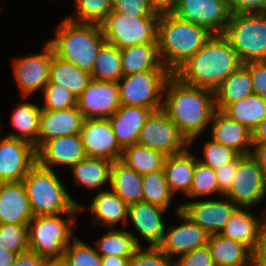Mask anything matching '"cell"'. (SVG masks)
I'll use <instances>...</instances> for the list:
<instances>
[{
  "instance_id": "cell-1",
  "label": "cell",
  "mask_w": 266,
  "mask_h": 266,
  "mask_svg": "<svg viewBox=\"0 0 266 266\" xmlns=\"http://www.w3.org/2000/svg\"><path fill=\"white\" fill-rule=\"evenodd\" d=\"M162 110L191 147L211 124L216 111L214 91L186 84L172 74L164 87Z\"/></svg>"
},
{
  "instance_id": "cell-2",
  "label": "cell",
  "mask_w": 266,
  "mask_h": 266,
  "mask_svg": "<svg viewBox=\"0 0 266 266\" xmlns=\"http://www.w3.org/2000/svg\"><path fill=\"white\" fill-rule=\"evenodd\" d=\"M243 65L224 34H213L173 74L182 82L215 91Z\"/></svg>"
},
{
  "instance_id": "cell-3",
  "label": "cell",
  "mask_w": 266,
  "mask_h": 266,
  "mask_svg": "<svg viewBox=\"0 0 266 266\" xmlns=\"http://www.w3.org/2000/svg\"><path fill=\"white\" fill-rule=\"evenodd\" d=\"M55 56L91 74L100 48L106 43L98 24L78 23L67 17L57 25L54 38L47 41Z\"/></svg>"
},
{
  "instance_id": "cell-4",
  "label": "cell",
  "mask_w": 266,
  "mask_h": 266,
  "mask_svg": "<svg viewBox=\"0 0 266 266\" xmlns=\"http://www.w3.org/2000/svg\"><path fill=\"white\" fill-rule=\"evenodd\" d=\"M212 35L206 28L183 20L173 13L162 14L157 43L162 64L173 74Z\"/></svg>"
},
{
  "instance_id": "cell-5",
  "label": "cell",
  "mask_w": 266,
  "mask_h": 266,
  "mask_svg": "<svg viewBox=\"0 0 266 266\" xmlns=\"http://www.w3.org/2000/svg\"><path fill=\"white\" fill-rule=\"evenodd\" d=\"M23 184L34 216L85 211L84 206L71 197L54 169L36 162L23 178Z\"/></svg>"
},
{
  "instance_id": "cell-6",
  "label": "cell",
  "mask_w": 266,
  "mask_h": 266,
  "mask_svg": "<svg viewBox=\"0 0 266 266\" xmlns=\"http://www.w3.org/2000/svg\"><path fill=\"white\" fill-rule=\"evenodd\" d=\"M75 214L34 216L28 224L29 249L43 259H61L74 236ZM65 217V218H64Z\"/></svg>"
},
{
  "instance_id": "cell-7",
  "label": "cell",
  "mask_w": 266,
  "mask_h": 266,
  "mask_svg": "<svg viewBox=\"0 0 266 266\" xmlns=\"http://www.w3.org/2000/svg\"><path fill=\"white\" fill-rule=\"evenodd\" d=\"M224 35L243 64L266 61V12L232 14Z\"/></svg>"
},
{
  "instance_id": "cell-8",
  "label": "cell",
  "mask_w": 266,
  "mask_h": 266,
  "mask_svg": "<svg viewBox=\"0 0 266 266\" xmlns=\"http://www.w3.org/2000/svg\"><path fill=\"white\" fill-rule=\"evenodd\" d=\"M162 14L151 17L127 16L110 11L100 24L105 41L119 49L137 45L158 43L159 21Z\"/></svg>"
},
{
  "instance_id": "cell-9",
  "label": "cell",
  "mask_w": 266,
  "mask_h": 266,
  "mask_svg": "<svg viewBox=\"0 0 266 266\" xmlns=\"http://www.w3.org/2000/svg\"><path fill=\"white\" fill-rule=\"evenodd\" d=\"M171 75L169 70L123 75L118 81L121 105L140 106L153 111L162 109L164 87Z\"/></svg>"
},
{
  "instance_id": "cell-10",
  "label": "cell",
  "mask_w": 266,
  "mask_h": 266,
  "mask_svg": "<svg viewBox=\"0 0 266 266\" xmlns=\"http://www.w3.org/2000/svg\"><path fill=\"white\" fill-rule=\"evenodd\" d=\"M241 208H252L266 197V175L251 155H238L230 189L223 195Z\"/></svg>"
},
{
  "instance_id": "cell-11",
  "label": "cell",
  "mask_w": 266,
  "mask_h": 266,
  "mask_svg": "<svg viewBox=\"0 0 266 266\" xmlns=\"http://www.w3.org/2000/svg\"><path fill=\"white\" fill-rule=\"evenodd\" d=\"M137 144L162 152L165 156L186 151L190 142L162 110L153 111L141 128Z\"/></svg>"
},
{
  "instance_id": "cell-12",
  "label": "cell",
  "mask_w": 266,
  "mask_h": 266,
  "mask_svg": "<svg viewBox=\"0 0 266 266\" xmlns=\"http://www.w3.org/2000/svg\"><path fill=\"white\" fill-rule=\"evenodd\" d=\"M41 53L13 59L15 81L22 99L41 91L49 82L50 65L54 55L51 46L46 42Z\"/></svg>"
},
{
  "instance_id": "cell-13",
  "label": "cell",
  "mask_w": 266,
  "mask_h": 266,
  "mask_svg": "<svg viewBox=\"0 0 266 266\" xmlns=\"http://www.w3.org/2000/svg\"><path fill=\"white\" fill-rule=\"evenodd\" d=\"M173 14L206 28L212 34H224L232 12L223 0H179Z\"/></svg>"
},
{
  "instance_id": "cell-14",
  "label": "cell",
  "mask_w": 266,
  "mask_h": 266,
  "mask_svg": "<svg viewBox=\"0 0 266 266\" xmlns=\"http://www.w3.org/2000/svg\"><path fill=\"white\" fill-rule=\"evenodd\" d=\"M77 107L85 119L109 118L121 107L118 82L91 79L77 97Z\"/></svg>"
},
{
  "instance_id": "cell-15",
  "label": "cell",
  "mask_w": 266,
  "mask_h": 266,
  "mask_svg": "<svg viewBox=\"0 0 266 266\" xmlns=\"http://www.w3.org/2000/svg\"><path fill=\"white\" fill-rule=\"evenodd\" d=\"M80 137L86 156L111 162L121 159L123 149L116 140L108 118L85 119Z\"/></svg>"
},
{
  "instance_id": "cell-16",
  "label": "cell",
  "mask_w": 266,
  "mask_h": 266,
  "mask_svg": "<svg viewBox=\"0 0 266 266\" xmlns=\"http://www.w3.org/2000/svg\"><path fill=\"white\" fill-rule=\"evenodd\" d=\"M35 163L36 150L31 144L0 136V183L23 181Z\"/></svg>"
},
{
  "instance_id": "cell-17",
  "label": "cell",
  "mask_w": 266,
  "mask_h": 266,
  "mask_svg": "<svg viewBox=\"0 0 266 266\" xmlns=\"http://www.w3.org/2000/svg\"><path fill=\"white\" fill-rule=\"evenodd\" d=\"M180 205L181 212L209 235L220 233L239 208L226 196L223 200L193 199Z\"/></svg>"
},
{
  "instance_id": "cell-18",
  "label": "cell",
  "mask_w": 266,
  "mask_h": 266,
  "mask_svg": "<svg viewBox=\"0 0 266 266\" xmlns=\"http://www.w3.org/2000/svg\"><path fill=\"white\" fill-rule=\"evenodd\" d=\"M176 216L184 223L165 228L159 248L171 259L174 255H183L208 243L209 234L192 222L181 212V205L176 207ZM167 230V231H166Z\"/></svg>"
},
{
  "instance_id": "cell-19",
  "label": "cell",
  "mask_w": 266,
  "mask_h": 266,
  "mask_svg": "<svg viewBox=\"0 0 266 266\" xmlns=\"http://www.w3.org/2000/svg\"><path fill=\"white\" fill-rule=\"evenodd\" d=\"M86 157L80 134L52 138L36 150V162L49 169L52 166L71 168Z\"/></svg>"
},
{
  "instance_id": "cell-20",
  "label": "cell",
  "mask_w": 266,
  "mask_h": 266,
  "mask_svg": "<svg viewBox=\"0 0 266 266\" xmlns=\"http://www.w3.org/2000/svg\"><path fill=\"white\" fill-rule=\"evenodd\" d=\"M167 210L148 202H137L127 208V221L145 239L149 247H158L165 231L163 215Z\"/></svg>"
},
{
  "instance_id": "cell-21",
  "label": "cell",
  "mask_w": 266,
  "mask_h": 266,
  "mask_svg": "<svg viewBox=\"0 0 266 266\" xmlns=\"http://www.w3.org/2000/svg\"><path fill=\"white\" fill-rule=\"evenodd\" d=\"M84 120L77 106L64 110L41 108L38 148L52 138L80 134Z\"/></svg>"
},
{
  "instance_id": "cell-22",
  "label": "cell",
  "mask_w": 266,
  "mask_h": 266,
  "mask_svg": "<svg viewBox=\"0 0 266 266\" xmlns=\"http://www.w3.org/2000/svg\"><path fill=\"white\" fill-rule=\"evenodd\" d=\"M33 217L23 181L0 183V224L28 225Z\"/></svg>"
},
{
  "instance_id": "cell-23",
  "label": "cell",
  "mask_w": 266,
  "mask_h": 266,
  "mask_svg": "<svg viewBox=\"0 0 266 266\" xmlns=\"http://www.w3.org/2000/svg\"><path fill=\"white\" fill-rule=\"evenodd\" d=\"M210 137L239 155H250L252 151V131L241 123L228 118L216 110L210 124Z\"/></svg>"
},
{
  "instance_id": "cell-24",
  "label": "cell",
  "mask_w": 266,
  "mask_h": 266,
  "mask_svg": "<svg viewBox=\"0 0 266 266\" xmlns=\"http://www.w3.org/2000/svg\"><path fill=\"white\" fill-rule=\"evenodd\" d=\"M152 112V109L145 107L121 105V107L108 118L112 125L116 140L122 149L137 144L141 128Z\"/></svg>"
},
{
  "instance_id": "cell-25",
  "label": "cell",
  "mask_w": 266,
  "mask_h": 266,
  "mask_svg": "<svg viewBox=\"0 0 266 266\" xmlns=\"http://www.w3.org/2000/svg\"><path fill=\"white\" fill-rule=\"evenodd\" d=\"M88 210L92 214V222L108 229L115 228L121 222L127 225V208L125 202L111 189L100 191L90 202Z\"/></svg>"
},
{
  "instance_id": "cell-26",
  "label": "cell",
  "mask_w": 266,
  "mask_h": 266,
  "mask_svg": "<svg viewBox=\"0 0 266 266\" xmlns=\"http://www.w3.org/2000/svg\"><path fill=\"white\" fill-rule=\"evenodd\" d=\"M197 159L190 148L179 154L165 156L163 171L174 195L180 192L186 196L189 193Z\"/></svg>"
},
{
  "instance_id": "cell-27",
  "label": "cell",
  "mask_w": 266,
  "mask_h": 266,
  "mask_svg": "<svg viewBox=\"0 0 266 266\" xmlns=\"http://www.w3.org/2000/svg\"><path fill=\"white\" fill-rule=\"evenodd\" d=\"M109 185L127 206L144 201L142 175L121 160L111 164Z\"/></svg>"
},
{
  "instance_id": "cell-28",
  "label": "cell",
  "mask_w": 266,
  "mask_h": 266,
  "mask_svg": "<svg viewBox=\"0 0 266 266\" xmlns=\"http://www.w3.org/2000/svg\"><path fill=\"white\" fill-rule=\"evenodd\" d=\"M250 209L239 207L219 234L242 242L252 250L260 230L264 227V214L258 217Z\"/></svg>"
},
{
  "instance_id": "cell-29",
  "label": "cell",
  "mask_w": 266,
  "mask_h": 266,
  "mask_svg": "<svg viewBox=\"0 0 266 266\" xmlns=\"http://www.w3.org/2000/svg\"><path fill=\"white\" fill-rule=\"evenodd\" d=\"M207 244L216 266H252V250L242 242L215 233Z\"/></svg>"
},
{
  "instance_id": "cell-30",
  "label": "cell",
  "mask_w": 266,
  "mask_h": 266,
  "mask_svg": "<svg viewBox=\"0 0 266 266\" xmlns=\"http://www.w3.org/2000/svg\"><path fill=\"white\" fill-rule=\"evenodd\" d=\"M12 112L11 125L15 132L12 131L5 136L25 141L37 150L41 106L33 102H18Z\"/></svg>"
},
{
  "instance_id": "cell-31",
  "label": "cell",
  "mask_w": 266,
  "mask_h": 266,
  "mask_svg": "<svg viewBox=\"0 0 266 266\" xmlns=\"http://www.w3.org/2000/svg\"><path fill=\"white\" fill-rule=\"evenodd\" d=\"M123 75L148 70H168L161 62L158 44H137L120 49Z\"/></svg>"
},
{
  "instance_id": "cell-32",
  "label": "cell",
  "mask_w": 266,
  "mask_h": 266,
  "mask_svg": "<svg viewBox=\"0 0 266 266\" xmlns=\"http://www.w3.org/2000/svg\"><path fill=\"white\" fill-rule=\"evenodd\" d=\"M112 162L102 158L86 157L70 169L76 185L86 187L88 190L100 189L110 183V168Z\"/></svg>"
},
{
  "instance_id": "cell-33",
  "label": "cell",
  "mask_w": 266,
  "mask_h": 266,
  "mask_svg": "<svg viewBox=\"0 0 266 266\" xmlns=\"http://www.w3.org/2000/svg\"><path fill=\"white\" fill-rule=\"evenodd\" d=\"M253 93L249 71L242 65L214 91L216 110L221 111L227 104L239 101Z\"/></svg>"
},
{
  "instance_id": "cell-34",
  "label": "cell",
  "mask_w": 266,
  "mask_h": 266,
  "mask_svg": "<svg viewBox=\"0 0 266 266\" xmlns=\"http://www.w3.org/2000/svg\"><path fill=\"white\" fill-rule=\"evenodd\" d=\"M221 112L252 131L266 117V98L253 93L227 104Z\"/></svg>"
},
{
  "instance_id": "cell-35",
  "label": "cell",
  "mask_w": 266,
  "mask_h": 266,
  "mask_svg": "<svg viewBox=\"0 0 266 266\" xmlns=\"http://www.w3.org/2000/svg\"><path fill=\"white\" fill-rule=\"evenodd\" d=\"M91 75L55 55L50 65L49 82L62 85L78 97L87 87Z\"/></svg>"
},
{
  "instance_id": "cell-36",
  "label": "cell",
  "mask_w": 266,
  "mask_h": 266,
  "mask_svg": "<svg viewBox=\"0 0 266 266\" xmlns=\"http://www.w3.org/2000/svg\"><path fill=\"white\" fill-rule=\"evenodd\" d=\"M141 240L129 230L110 229L96 239V250L101 256H119L129 258L139 246Z\"/></svg>"
},
{
  "instance_id": "cell-37",
  "label": "cell",
  "mask_w": 266,
  "mask_h": 266,
  "mask_svg": "<svg viewBox=\"0 0 266 266\" xmlns=\"http://www.w3.org/2000/svg\"><path fill=\"white\" fill-rule=\"evenodd\" d=\"M165 155L146 146L134 144L123 149L121 161L138 174H146L163 168Z\"/></svg>"
},
{
  "instance_id": "cell-38",
  "label": "cell",
  "mask_w": 266,
  "mask_h": 266,
  "mask_svg": "<svg viewBox=\"0 0 266 266\" xmlns=\"http://www.w3.org/2000/svg\"><path fill=\"white\" fill-rule=\"evenodd\" d=\"M90 75L94 80L118 82L123 76L120 49L106 42L99 50Z\"/></svg>"
},
{
  "instance_id": "cell-39",
  "label": "cell",
  "mask_w": 266,
  "mask_h": 266,
  "mask_svg": "<svg viewBox=\"0 0 266 266\" xmlns=\"http://www.w3.org/2000/svg\"><path fill=\"white\" fill-rule=\"evenodd\" d=\"M144 202L168 210L174 194L171 192L165 179L163 168L161 170L142 175Z\"/></svg>"
},
{
  "instance_id": "cell-40",
  "label": "cell",
  "mask_w": 266,
  "mask_h": 266,
  "mask_svg": "<svg viewBox=\"0 0 266 266\" xmlns=\"http://www.w3.org/2000/svg\"><path fill=\"white\" fill-rule=\"evenodd\" d=\"M74 16L67 18L78 23L100 25L112 10V0H74Z\"/></svg>"
},
{
  "instance_id": "cell-41",
  "label": "cell",
  "mask_w": 266,
  "mask_h": 266,
  "mask_svg": "<svg viewBox=\"0 0 266 266\" xmlns=\"http://www.w3.org/2000/svg\"><path fill=\"white\" fill-rule=\"evenodd\" d=\"M216 193L220 194L215 170L196 161L192 183L186 197L194 199Z\"/></svg>"
},
{
  "instance_id": "cell-42",
  "label": "cell",
  "mask_w": 266,
  "mask_h": 266,
  "mask_svg": "<svg viewBox=\"0 0 266 266\" xmlns=\"http://www.w3.org/2000/svg\"><path fill=\"white\" fill-rule=\"evenodd\" d=\"M63 259L68 266H101V255L89 244L77 238L64 251Z\"/></svg>"
},
{
  "instance_id": "cell-43",
  "label": "cell",
  "mask_w": 266,
  "mask_h": 266,
  "mask_svg": "<svg viewBox=\"0 0 266 266\" xmlns=\"http://www.w3.org/2000/svg\"><path fill=\"white\" fill-rule=\"evenodd\" d=\"M0 248L17 255L28 250V225L0 224Z\"/></svg>"
},
{
  "instance_id": "cell-44",
  "label": "cell",
  "mask_w": 266,
  "mask_h": 266,
  "mask_svg": "<svg viewBox=\"0 0 266 266\" xmlns=\"http://www.w3.org/2000/svg\"><path fill=\"white\" fill-rule=\"evenodd\" d=\"M42 109L64 110L77 106V97L62 85L48 82L42 90Z\"/></svg>"
},
{
  "instance_id": "cell-45",
  "label": "cell",
  "mask_w": 266,
  "mask_h": 266,
  "mask_svg": "<svg viewBox=\"0 0 266 266\" xmlns=\"http://www.w3.org/2000/svg\"><path fill=\"white\" fill-rule=\"evenodd\" d=\"M202 156L197 161L216 170L224 164L232 162L239 154L232 148L214 141L212 138L204 142Z\"/></svg>"
},
{
  "instance_id": "cell-46",
  "label": "cell",
  "mask_w": 266,
  "mask_h": 266,
  "mask_svg": "<svg viewBox=\"0 0 266 266\" xmlns=\"http://www.w3.org/2000/svg\"><path fill=\"white\" fill-rule=\"evenodd\" d=\"M128 266H174V259L168 257L159 247L139 246L129 257Z\"/></svg>"
},
{
  "instance_id": "cell-47",
  "label": "cell",
  "mask_w": 266,
  "mask_h": 266,
  "mask_svg": "<svg viewBox=\"0 0 266 266\" xmlns=\"http://www.w3.org/2000/svg\"><path fill=\"white\" fill-rule=\"evenodd\" d=\"M112 11L135 17H151L156 14L149 0H112Z\"/></svg>"
},
{
  "instance_id": "cell-48",
  "label": "cell",
  "mask_w": 266,
  "mask_h": 266,
  "mask_svg": "<svg viewBox=\"0 0 266 266\" xmlns=\"http://www.w3.org/2000/svg\"><path fill=\"white\" fill-rule=\"evenodd\" d=\"M178 257L177 261L174 260V266H216L208 244Z\"/></svg>"
},
{
  "instance_id": "cell-49",
  "label": "cell",
  "mask_w": 266,
  "mask_h": 266,
  "mask_svg": "<svg viewBox=\"0 0 266 266\" xmlns=\"http://www.w3.org/2000/svg\"><path fill=\"white\" fill-rule=\"evenodd\" d=\"M249 71L254 93L266 98V61L243 64Z\"/></svg>"
},
{
  "instance_id": "cell-50",
  "label": "cell",
  "mask_w": 266,
  "mask_h": 266,
  "mask_svg": "<svg viewBox=\"0 0 266 266\" xmlns=\"http://www.w3.org/2000/svg\"><path fill=\"white\" fill-rule=\"evenodd\" d=\"M232 14L264 13L266 0H223Z\"/></svg>"
},
{
  "instance_id": "cell-51",
  "label": "cell",
  "mask_w": 266,
  "mask_h": 266,
  "mask_svg": "<svg viewBox=\"0 0 266 266\" xmlns=\"http://www.w3.org/2000/svg\"><path fill=\"white\" fill-rule=\"evenodd\" d=\"M238 166V156L215 170L220 194L224 195L231 187Z\"/></svg>"
},
{
  "instance_id": "cell-52",
  "label": "cell",
  "mask_w": 266,
  "mask_h": 266,
  "mask_svg": "<svg viewBox=\"0 0 266 266\" xmlns=\"http://www.w3.org/2000/svg\"><path fill=\"white\" fill-rule=\"evenodd\" d=\"M252 253V266H266V228L263 227L257 237Z\"/></svg>"
},
{
  "instance_id": "cell-53",
  "label": "cell",
  "mask_w": 266,
  "mask_h": 266,
  "mask_svg": "<svg viewBox=\"0 0 266 266\" xmlns=\"http://www.w3.org/2000/svg\"><path fill=\"white\" fill-rule=\"evenodd\" d=\"M44 260L34 251L28 249L16 257L12 266H43Z\"/></svg>"
},
{
  "instance_id": "cell-54",
  "label": "cell",
  "mask_w": 266,
  "mask_h": 266,
  "mask_svg": "<svg viewBox=\"0 0 266 266\" xmlns=\"http://www.w3.org/2000/svg\"><path fill=\"white\" fill-rule=\"evenodd\" d=\"M149 3L155 13L167 14L176 10L179 0H149Z\"/></svg>"
},
{
  "instance_id": "cell-55",
  "label": "cell",
  "mask_w": 266,
  "mask_h": 266,
  "mask_svg": "<svg viewBox=\"0 0 266 266\" xmlns=\"http://www.w3.org/2000/svg\"><path fill=\"white\" fill-rule=\"evenodd\" d=\"M251 156L257 161L264 174L266 175V143L252 145Z\"/></svg>"
},
{
  "instance_id": "cell-56",
  "label": "cell",
  "mask_w": 266,
  "mask_h": 266,
  "mask_svg": "<svg viewBox=\"0 0 266 266\" xmlns=\"http://www.w3.org/2000/svg\"><path fill=\"white\" fill-rule=\"evenodd\" d=\"M266 143V117L252 130V145Z\"/></svg>"
},
{
  "instance_id": "cell-57",
  "label": "cell",
  "mask_w": 266,
  "mask_h": 266,
  "mask_svg": "<svg viewBox=\"0 0 266 266\" xmlns=\"http://www.w3.org/2000/svg\"><path fill=\"white\" fill-rule=\"evenodd\" d=\"M128 259L119 256H101V266H128Z\"/></svg>"
},
{
  "instance_id": "cell-58",
  "label": "cell",
  "mask_w": 266,
  "mask_h": 266,
  "mask_svg": "<svg viewBox=\"0 0 266 266\" xmlns=\"http://www.w3.org/2000/svg\"><path fill=\"white\" fill-rule=\"evenodd\" d=\"M18 255L0 248V266H12Z\"/></svg>"
},
{
  "instance_id": "cell-59",
  "label": "cell",
  "mask_w": 266,
  "mask_h": 266,
  "mask_svg": "<svg viewBox=\"0 0 266 266\" xmlns=\"http://www.w3.org/2000/svg\"><path fill=\"white\" fill-rule=\"evenodd\" d=\"M43 266H68L66 261L61 259H45Z\"/></svg>"
},
{
  "instance_id": "cell-60",
  "label": "cell",
  "mask_w": 266,
  "mask_h": 266,
  "mask_svg": "<svg viewBox=\"0 0 266 266\" xmlns=\"http://www.w3.org/2000/svg\"><path fill=\"white\" fill-rule=\"evenodd\" d=\"M264 227L266 228V215L264 214Z\"/></svg>"
}]
</instances>
